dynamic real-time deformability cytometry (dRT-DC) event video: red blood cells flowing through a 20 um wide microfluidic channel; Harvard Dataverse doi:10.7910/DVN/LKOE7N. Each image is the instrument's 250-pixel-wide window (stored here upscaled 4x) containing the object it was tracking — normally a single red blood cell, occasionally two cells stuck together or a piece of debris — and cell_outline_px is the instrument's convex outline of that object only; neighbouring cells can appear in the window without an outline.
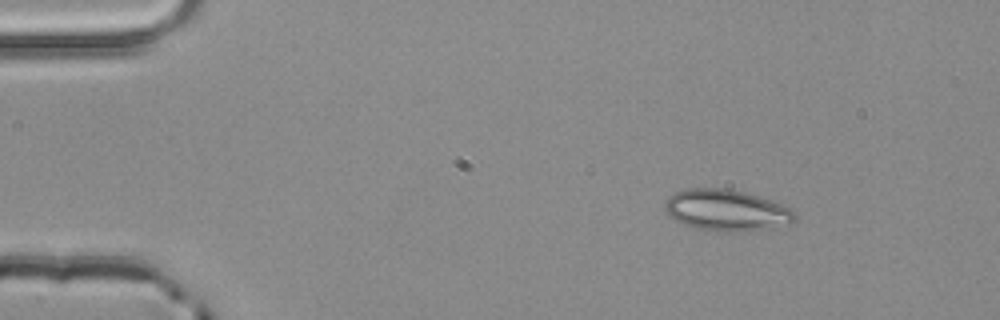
{"species": "common noctule bat (a hibernating species)", "species_latin": "Nyctalus noctula", "temperature_condition": "room temperature", "stored_images_in_passage": 3, "camera_frame_rate_fps": 3000, "um_per_image_px": 0.085, "animal": {"sex": "male", "body_mass_g": 20.4}, "frame": {"image": 1, "passage_image": 1, "time_ms": 0.0, "image_size_px": [1000, 320], "cell_outline_px": [[796, 220], [788, 224], [772, 228], [748, 232], [724, 232], [696, 228], [684, 224], [676, 220], [664, 208], [664, 200], [668, 196], [684, 188], [724, 188], [744, 192], [792, 208], [796, 212]], "centroid_in_image_um": [61.76, 17.88], "position_along_channel_um": 23.2, "area_um2": 31.44}}